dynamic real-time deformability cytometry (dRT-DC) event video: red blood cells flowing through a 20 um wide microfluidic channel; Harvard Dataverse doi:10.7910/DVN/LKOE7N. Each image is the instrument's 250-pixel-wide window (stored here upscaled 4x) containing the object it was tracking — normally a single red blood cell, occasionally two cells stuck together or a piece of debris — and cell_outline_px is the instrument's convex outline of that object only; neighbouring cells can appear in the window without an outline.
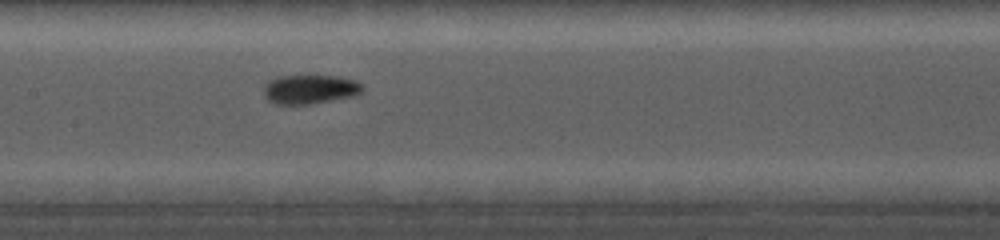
{"species": "common noctule bat (a hibernating species)", "species_latin": "Nyctalus noctula", "temperature_condition": "cold", "stored_images_in_passage": 28, "camera_frame_rate_fps": 5000, "um_per_image_px": 0.085, "animal": {"sex": "female", "body_mass_g": 19.0, "forearm_length_mm": 56.7}, "frame": {"image": 1, "passage_image": 12, "time_ms": 5.6, "image_size_px": [1000, 240], "cell_outline_px": [[364, 88], [360, 92], [352, 96], [312, 104], [276, 104], [268, 100], [264, 96], [264, 84], [268, 80], [276, 76], [336, 76], [356, 80], [364, 84]], "centroid_in_image_um": [26.33, 7.58], "position_along_channel_um": 181.1, "area_um2": 16.88}}
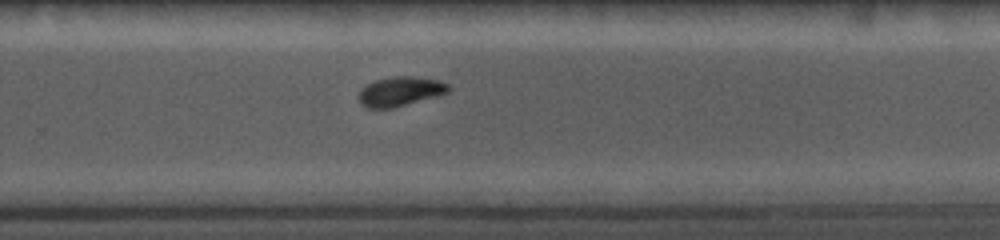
{"frame": {"image": 2, "passage_image": 21, "time_ms": 8.6, "image_size_px": [1000, 240], "cell_outline_px": [[452, 88], [448, 92], [436, 96], [392, 108], [368, 108], [360, 104], [356, 96], [368, 84], [376, 80], [396, 76], [416, 76], [440, 80], [448, 84]], "centroid_in_image_um": [34.03, 7.77], "position_along_channel_um": 295.8, "area_um2": 15.37}}
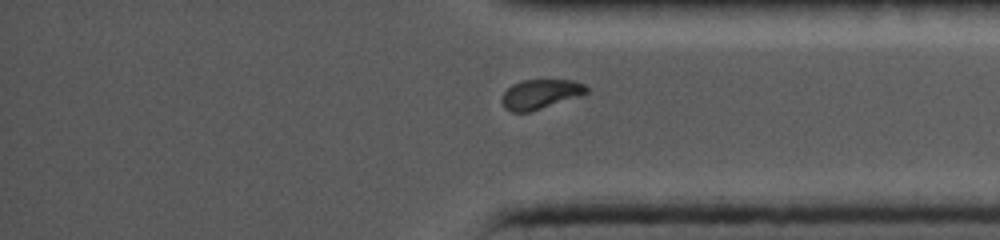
{"frame": {"image": 3, "passage_image": 28, "time_ms": 11.0, "image_size_px": [1000, 240], "cell_outline_px": [[588, 92], [584, 96], [528, 112], [512, 112], [504, 108], [500, 100], [504, 92], [512, 84], [524, 80], [572, 80], [584, 84], [588, 88]], "centroid_in_image_um": [45.96, 8.01], "position_along_channel_um": 389.2, "area_um2": 14.8}}